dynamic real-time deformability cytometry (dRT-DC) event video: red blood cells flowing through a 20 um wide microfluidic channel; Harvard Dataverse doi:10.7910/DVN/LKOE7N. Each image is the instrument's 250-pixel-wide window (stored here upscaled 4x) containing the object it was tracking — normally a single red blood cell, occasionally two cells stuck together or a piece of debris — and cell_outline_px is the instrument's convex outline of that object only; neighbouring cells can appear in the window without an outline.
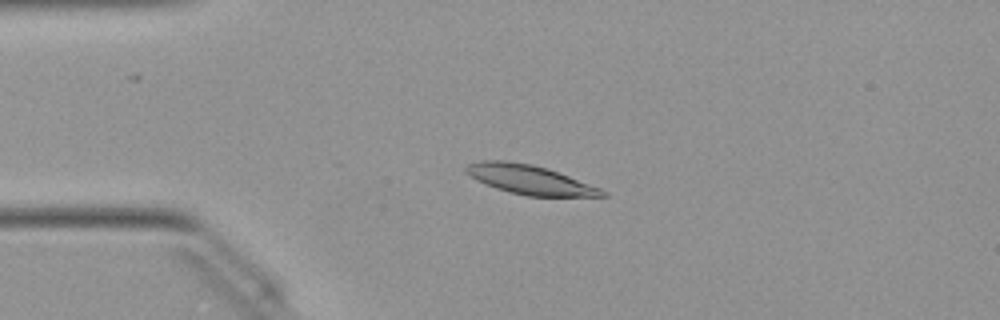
{"species": "Egyptian fruit bat (a non-hibernating species)", "species_latin": "Rousettus aegyptiacus", "temperature_condition": "warm", "stored_images_in_passage": 23, "camera_frame_rate_fps": 3000, "um_per_image_px": 0.085, "animal": {"sex": "female"}, "frame": {"image": 1, "passage_image": 11, "time_ms": 3.333, "image_size_px": [1000, 320], "cell_outline_px": [[608, 196], [528, 196], [508, 192], [484, 184], [476, 180], [464, 172], [464, 168], [468, 164], [480, 160], [504, 160], [532, 164], [548, 168], [600, 188], [608, 192]], "centroid_in_image_um": [44.99, 15.26], "position_along_channel_um": 40.0, "area_um2": 23.29}}
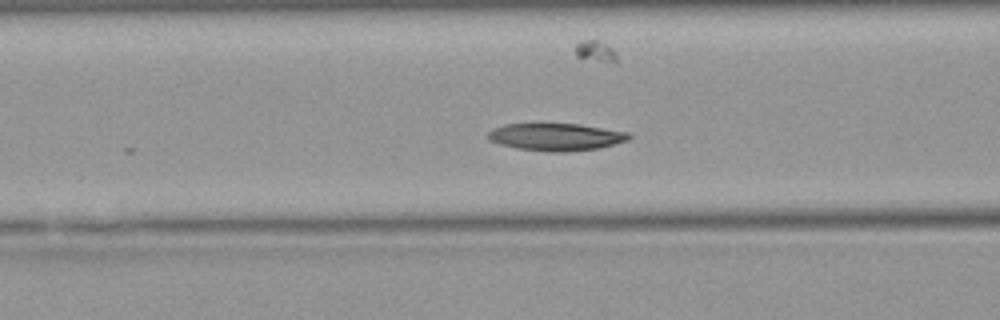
{"frame": {"image": 2, "passage_image": 19, "time_ms": 6.0, "image_size_px": [1000, 320], "cell_outline_px": [[632, 136], [628, 140], [600, 148], [564, 152], [552, 152], [516, 148], [500, 144], [488, 140], [488, 132], [504, 124], [580, 124], [628, 132]], "centroid_in_image_um": [47.28, 11.64], "position_along_channel_um": 119.3, "area_um2": 22.37}}
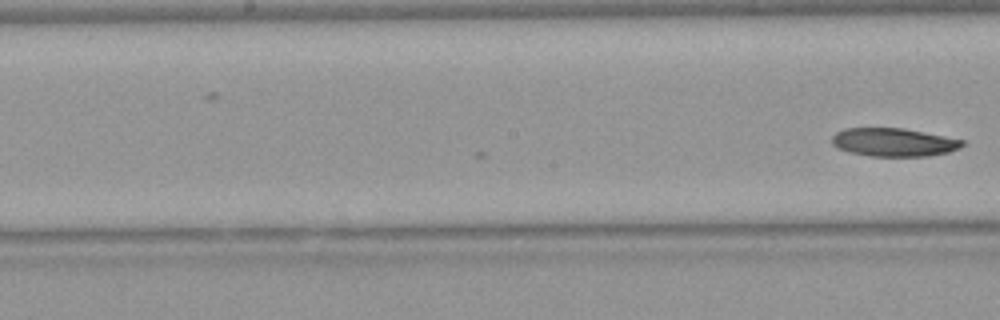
{"frame": {"image": 3, "passage_image": 23, "time_ms": 7.333, "image_size_px": [1000, 320], "cell_outline_px": [[964, 144], [960, 148], [948, 152], [928, 156], [872, 156], [848, 152], [836, 148], [832, 144], [832, 136], [836, 132], [844, 128], [904, 128], [964, 140]], "centroid_in_image_um": [75.94, 12.09], "position_along_channel_um": 172.3, "area_um2": 21.56}}